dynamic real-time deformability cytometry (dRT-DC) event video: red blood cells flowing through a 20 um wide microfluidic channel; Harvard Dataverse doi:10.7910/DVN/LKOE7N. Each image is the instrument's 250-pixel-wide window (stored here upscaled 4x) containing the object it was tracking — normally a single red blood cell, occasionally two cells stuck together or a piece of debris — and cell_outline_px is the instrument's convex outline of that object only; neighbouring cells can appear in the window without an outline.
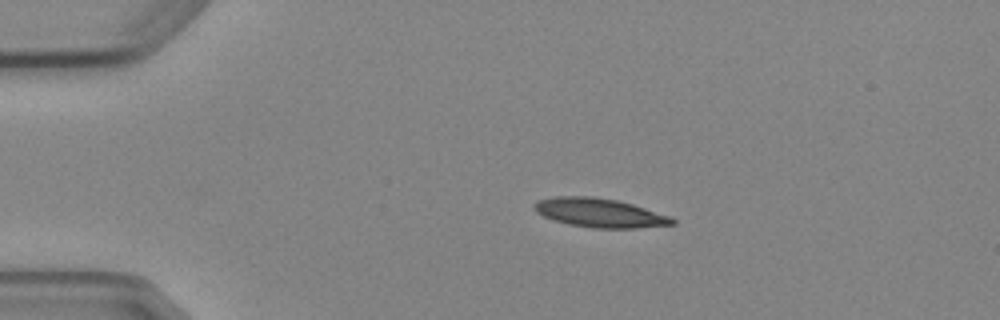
{"species": "Egyptian fruit bat (a non-hibernating species)", "species_latin": "Rousettus aegyptiacus", "temperature_condition": "cold", "stored_images_in_passage": 3, "camera_frame_rate_fps": 3000, "um_per_image_px": 0.085, "animal": {"sex": "female"}, "frame": {"image": 1, "passage_image": 1, "time_ms": 0.0, "image_size_px": [1000, 320], "cell_outline_px": [[676, 224], [636, 228], [592, 228], [568, 224], [552, 220], [536, 212], [532, 204], [536, 200], [552, 196], [592, 196], [616, 200], [632, 204], [672, 216], [676, 220]], "centroid_in_image_um": [50.95, 18.09], "position_along_channel_um": 34.0, "area_um2": 23.58}}
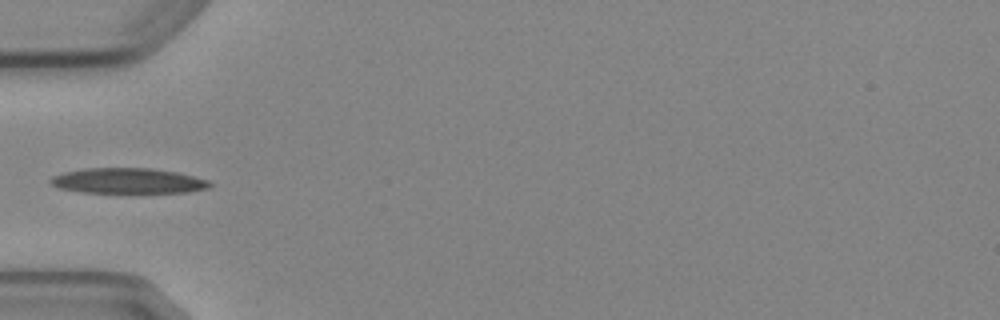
{"frame": {"image": 2, "passage_image": 3, "time_ms": 2.333, "image_size_px": [1000, 320], "cell_outline_px": [[212, 184], [208, 188], [188, 192], [80, 192], [60, 188], [52, 184], [48, 180], [52, 176], [64, 172], [84, 168], [152, 168], [176, 172], [208, 180]], "centroid_in_image_um": [10.85, 15.36], "position_along_channel_um": 74.1, "area_um2": 23.35}}